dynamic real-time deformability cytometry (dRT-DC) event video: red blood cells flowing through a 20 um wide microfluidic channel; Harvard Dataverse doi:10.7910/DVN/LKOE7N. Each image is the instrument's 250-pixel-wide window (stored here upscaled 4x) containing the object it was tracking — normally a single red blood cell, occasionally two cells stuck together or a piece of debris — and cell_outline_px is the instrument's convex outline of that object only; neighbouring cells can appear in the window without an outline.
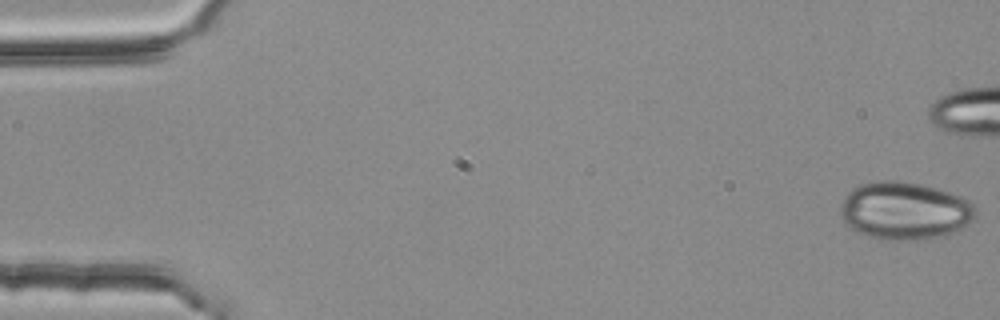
{"species": "common noctule bat (a hibernating species)", "species_latin": "Nyctalus noctula", "temperature_condition": "room temperature", "stored_images_in_passage": 43, "camera_frame_rate_fps": 3000, "um_per_image_px": 0.085, "animal": {"sex": "female", "body_mass_g": 25.1}, "frame": {"image": 1, "passage_image": 1, "time_ms": 0.0, "image_size_px": [1000, 320], "cell_outline_px": [[976, 216], [968, 224], [944, 236], [928, 240], [880, 240], [856, 232], [848, 228], [844, 224], [840, 216], [840, 204], [844, 196], [852, 188], [876, 180], [896, 180], [920, 184], [936, 188], [960, 196], [968, 200], [976, 208]], "centroid_in_image_um": [76.85, 17.93], "position_along_channel_um": 8.1, "area_um2": 46.07}}
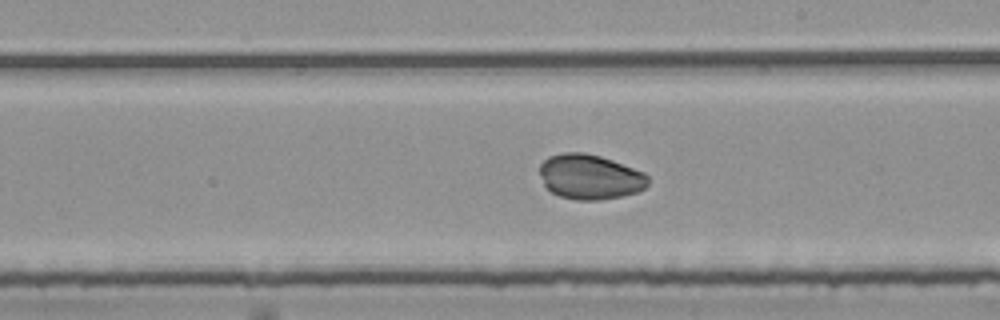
{"frame": {"image": 2, "passage_image": 31, "time_ms": 10.0, "image_size_px": [1000, 320], "cell_outline_px": [[648, 184], [644, 188], [636, 192], [620, 196], [600, 200], [576, 200], [560, 196], [552, 192], [544, 184], [540, 172], [540, 164], [548, 156], [564, 152], [584, 152], [600, 156], [612, 160], [644, 172], [648, 176]], "centroid_in_image_um": [50.14, 15.02], "position_along_channel_um": 238.9, "area_um2": 28.26}}
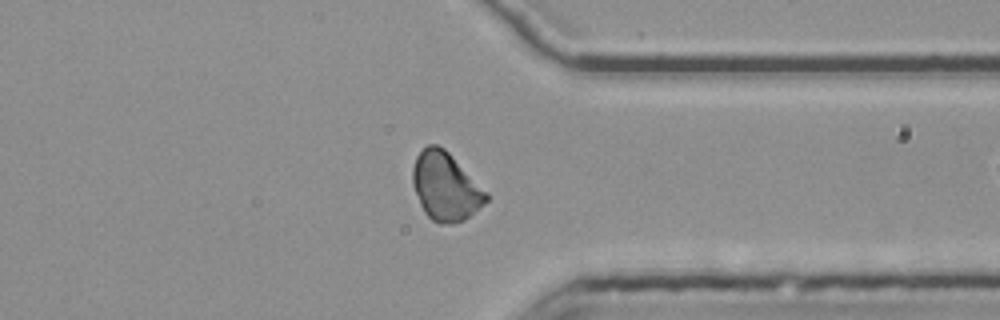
{"frame": {"image": 3, "passage_image": 42, "time_ms": 13.667, "image_size_px": [1000, 320], "cell_outline_px": [[488, 200], [484, 204], [464, 220], [452, 224], [440, 224], [432, 220], [424, 212], [420, 204], [412, 184], [412, 168], [416, 156], [428, 144], [436, 144], [444, 148], [488, 192]], "centroid_in_image_um": [37.86, 15.86], "position_along_channel_um": 373.5, "area_um2": 29.19}}